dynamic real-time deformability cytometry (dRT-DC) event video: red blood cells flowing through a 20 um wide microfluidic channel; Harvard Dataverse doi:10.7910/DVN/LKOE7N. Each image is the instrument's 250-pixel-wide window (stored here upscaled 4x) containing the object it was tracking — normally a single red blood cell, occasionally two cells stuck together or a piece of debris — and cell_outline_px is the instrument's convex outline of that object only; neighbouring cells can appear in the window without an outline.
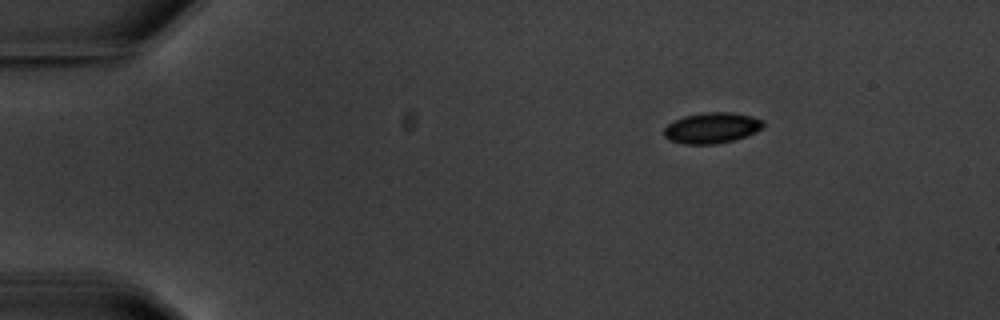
{"species": "common noctule bat (a hibernating species)", "species_latin": "Nyctalus noctula", "temperature_condition": "warm", "stored_images_in_passage": 5, "camera_frame_rate_fps": 3000, "um_per_image_px": 0.085, "animal": {"sex": "male", "body_mass_g": 20.1, "forearm_length_mm": 53.5}, "frame": {"image": 1, "passage_image": 1, "time_ms": 0.0, "image_size_px": [1000, 320], "cell_outline_px": [[764, 128], [756, 132], [732, 140], [716, 144], [684, 144], [672, 140], [664, 136], [664, 128], [668, 124], [684, 116], [704, 112], [732, 112], [752, 116], [764, 120]], "centroid_in_image_um": [60.54, 10.86], "position_along_channel_um": 24.5, "area_um2": 17.74}}
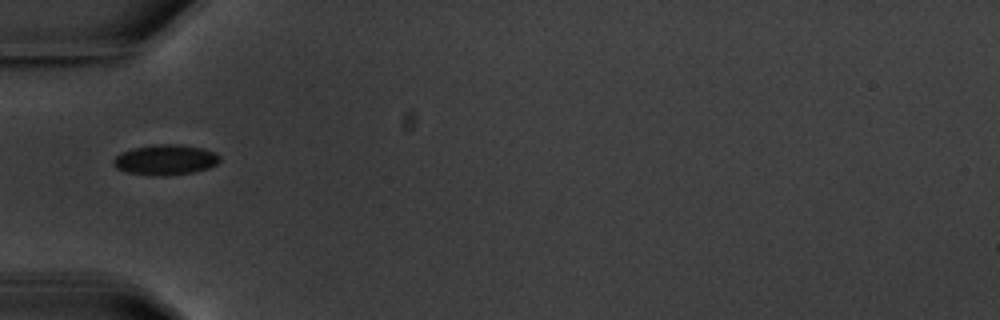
{"frame": {"image": 2, "passage_image": 4, "time_ms": 3.667, "image_size_px": [1000, 320], "cell_outline_px": [[220, 160], [216, 164], [208, 168], [192, 172], [156, 176], [128, 172], [116, 168], [112, 164], [112, 160], [120, 152], [132, 148], [156, 144], [184, 144], [204, 148], [216, 152], [220, 156]], "centroid_in_image_um": [14.06, 13.56], "position_along_channel_um": 70.9, "area_um2": 18.9}}